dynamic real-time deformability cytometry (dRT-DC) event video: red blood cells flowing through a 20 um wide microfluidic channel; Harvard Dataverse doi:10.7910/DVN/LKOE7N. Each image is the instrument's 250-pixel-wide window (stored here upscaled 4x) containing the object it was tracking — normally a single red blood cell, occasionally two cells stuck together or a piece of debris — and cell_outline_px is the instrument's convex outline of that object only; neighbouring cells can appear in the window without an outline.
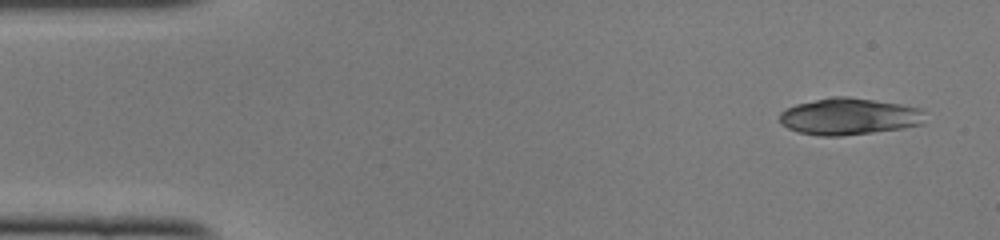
{"species": "common noctule bat (a hibernating species)", "species_latin": "Nyctalus noctula", "temperature_condition": "cold", "stored_images_in_passage": 46, "camera_frame_rate_fps": 3000, "um_per_image_px": 0.085, "animal": {"sex": "female", "body_mass_g": 22.0, "forearm_length_mm": 56.7}, "frame": {"image": 1, "passage_image": 1, "time_ms": 0.0, "image_size_px": [1000, 240], "cell_outline_px": [[924, 124], [900, 128], [872, 132], [840, 136], [820, 136], [800, 132], [788, 128], [780, 124], [780, 112], [796, 104], [832, 96], [848, 96], [900, 104], [920, 108], [924, 112]], "centroid_in_image_um": [72.16, 9.89], "position_along_channel_um": 12.8, "area_um2": 31.04}, "authors_computed_cell_mechanics": {"area_um2": 20.4034, "velocity_mm_per_s": 4.1086, "shape_relaxation_time_tau1_ms": 8.2465, "shape_relaxation_time_tau2_ms": 0.8368, "deformation_change_tau1": 0.2121, "deformation_change_tau2": 0.0556}}